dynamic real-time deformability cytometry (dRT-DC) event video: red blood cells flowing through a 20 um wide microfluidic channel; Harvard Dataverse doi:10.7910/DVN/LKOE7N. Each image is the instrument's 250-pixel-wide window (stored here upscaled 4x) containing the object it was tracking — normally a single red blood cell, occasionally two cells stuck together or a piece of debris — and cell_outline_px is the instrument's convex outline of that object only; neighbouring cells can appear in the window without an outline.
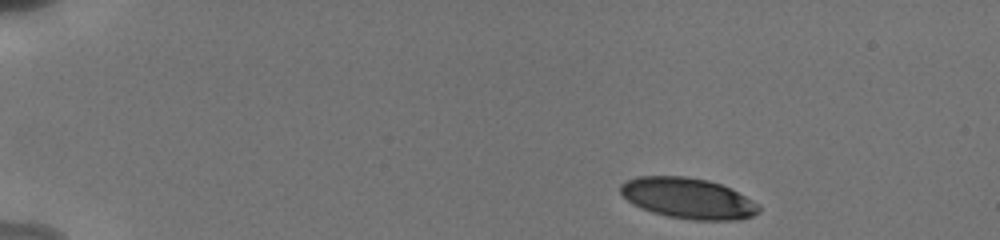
{"species": "human", "species_latin": "Homo sapiens", "temperature_condition": "cold", "stored_images_in_passage": 5, "camera_frame_rate_fps": 3000, "um_per_image_px": 0.085, "donor": {"sex": "male"}, "frame": {"image": 1, "passage_image": 1, "time_ms": 0.0, "image_size_px": [1000, 240], "cell_outline_px": [[760, 212], [752, 216], [736, 220], [692, 220], [668, 216], [652, 212], [640, 208], [632, 204], [620, 192], [620, 184], [636, 176], [688, 176], [708, 180], [732, 188], [760, 204]], "centroid_in_image_um": [58.51, 16.85], "position_along_channel_um": 26.5, "area_um2": 33.12}}
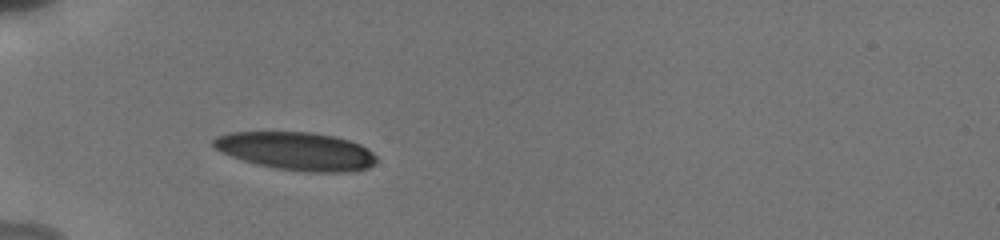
{"frame": {"image": 2, "passage_image": 4, "time_ms": 3.333, "image_size_px": [1000, 240], "cell_outline_px": [[376, 160], [368, 168], [356, 172], [304, 172], [276, 168], [256, 164], [220, 152], [212, 144], [212, 140], [216, 136], [228, 132], [312, 132], [336, 136], [360, 144], [372, 152], [376, 156]], "centroid_in_image_um": [25.2, 12.84], "position_along_channel_um": 59.8, "area_um2": 36.36}}
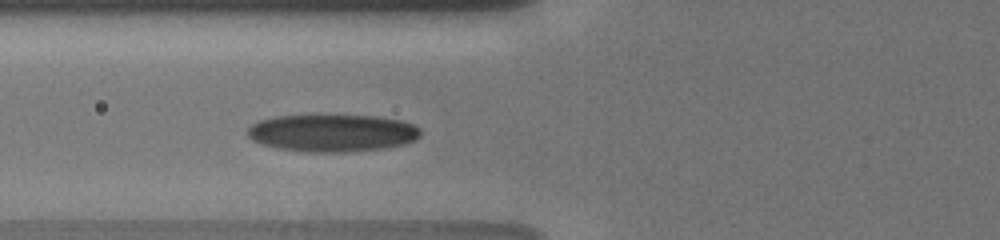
{"frame": {"image": 3, "passage_image": 5, "time_ms": 4.667, "image_size_px": [1000, 240], "cell_outline_px": [[420, 136], [416, 140], [404, 144], [384, 148], [352, 152], [308, 152], [276, 148], [252, 140], [244, 132], [252, 124], [260, 120], [276, 116], [376, 116], [400, 120], [412, 124], [420, 128]], "centroid_in_image_um": [28.25, 11.31], "position_along_channel_um": 97.6, "area_um2": 37.69}}